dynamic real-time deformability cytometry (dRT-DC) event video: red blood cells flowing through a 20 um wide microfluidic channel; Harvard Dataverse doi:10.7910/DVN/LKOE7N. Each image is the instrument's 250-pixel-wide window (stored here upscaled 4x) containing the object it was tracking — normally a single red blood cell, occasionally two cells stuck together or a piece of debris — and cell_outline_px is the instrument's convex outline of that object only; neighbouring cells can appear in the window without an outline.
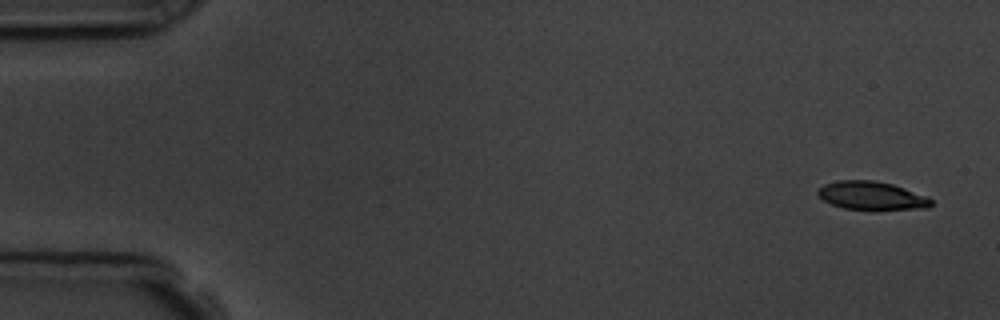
{"species": "common noctule bat (a hibernating species)", "species_latin": "Nyctalus noctula", "temperature_condition": "room temperature", "stored_images_in_passage": 4, "camera_frame_rate_fps": 3000, "um_per_image_px": 0.085, "animal": {"sex": "male", "body_mass_g": 19.5, "forearm_length_mm": 54.6}, "frame": {"image": 1, "passage_image": 1, "time_ms": 0.0, "image_size_px": [1000, 320], "cell_outline_px": [[932, 204], [928, 208], [876, 212], [872, 212], [844, 208], [832, 204], [824, 200], [816, 192], [824, 184], [836, 180], [872, 180], [892, 184], [904, 188], [924, 196], [932, 200]], "centroid_in_image_um": [74.1, 16.68], "position_along_channel_um": 10.9, "area_um2": 19.25}}
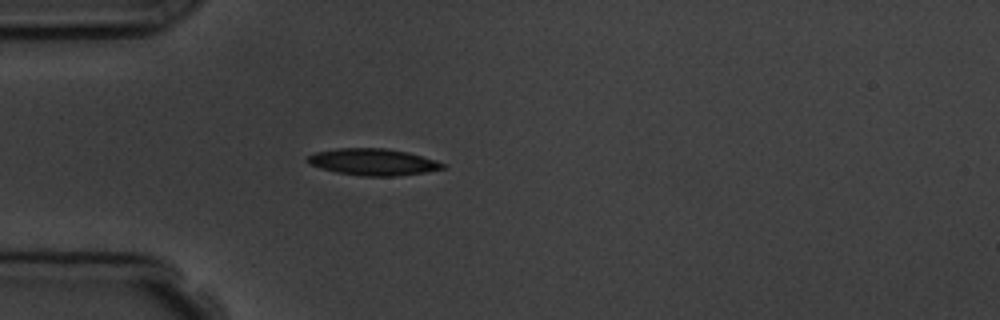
{"frame": {"image": 2, "passage_image": 4, "time_ms": 4.333, "image_size_px": [1000, 320], "cell_outline_px": [[448, 168], [424, 172], [396, 176], [360, 176], [336, 172], [320, 168], [308, 164], [304, 160], [308, 156], [316, 152], [336, 148], [384, 148], [408, 152], [436, 160], [448, 164]], "centroid_in_image_um": [31.72, 13.77], "position_along_channel_um": 53.3, "area_um2": 21.27}}